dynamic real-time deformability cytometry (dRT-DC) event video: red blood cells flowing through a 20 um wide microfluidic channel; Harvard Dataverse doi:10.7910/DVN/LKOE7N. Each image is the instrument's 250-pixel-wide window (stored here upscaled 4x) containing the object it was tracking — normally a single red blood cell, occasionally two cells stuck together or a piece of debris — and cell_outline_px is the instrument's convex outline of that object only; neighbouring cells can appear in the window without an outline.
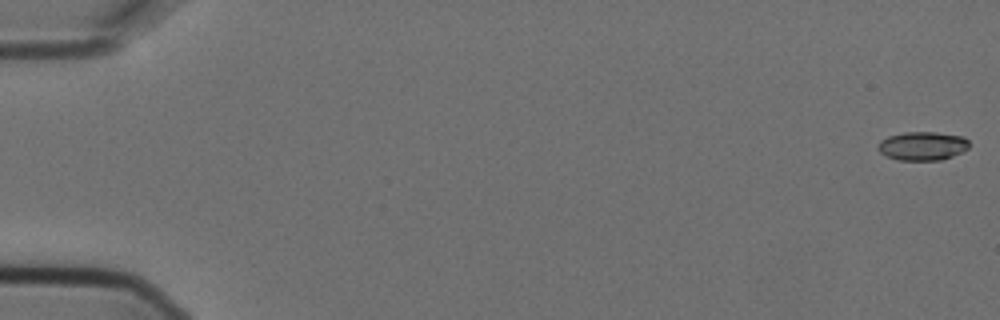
{"species": "Egyptian fruit bat (a non-hibernating species)", "species_latin": "Rousettus aegyptiacus", "temperature_condition": "cold", "stored_images_in_passage": 5, "camera_frame_rate_fps": 3000, "um_per_image_px": 0.085, "animal": {"sex": "female"}, "frame": {"image": 1, "passage_image": 1, "time_ms": 0.0, "image_size_px": [1000, 320], "cell_outline_px": [[968, 148], [964, 152], [940, 160], [900, 160], [888, 156], [880, 152], [876, 148], [880, 140], [888, 136], [904, 132], [936, 132], [964, 136], [968, 140]], "centroid_in_image_um": [78.42, 12.4], "position_along_channel_um": 6.6, "area_um2": 15.32}}
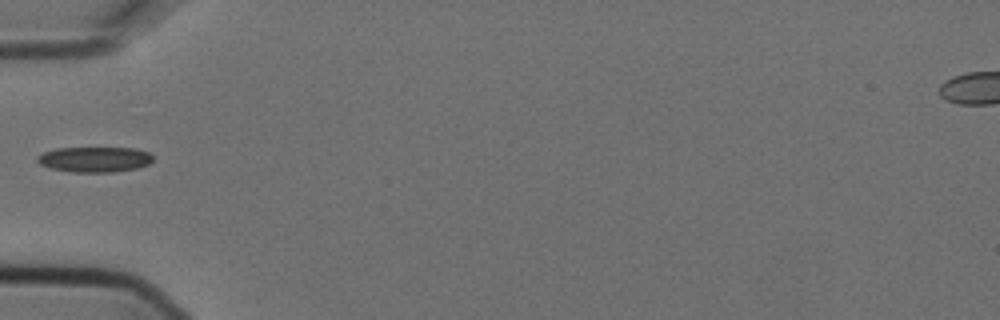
{"frame": {"image": 2, "passage_image": 5, "time_ms": 1.333, "image_size_px": [1000, 320], "cell_outline_px": [[152, 160], [148, 164], [136, 168], [112, 172], [72, 172], [48, 168], [40, 164], [36, 160], [36, 156], [44, 152], [56, 148], [136, 148], [148, 152], [152, 156]], "centroid_in_image_um": [8.0, 13.55], "position_along_channel_um": 77.0, "area_um2": 17.11}}